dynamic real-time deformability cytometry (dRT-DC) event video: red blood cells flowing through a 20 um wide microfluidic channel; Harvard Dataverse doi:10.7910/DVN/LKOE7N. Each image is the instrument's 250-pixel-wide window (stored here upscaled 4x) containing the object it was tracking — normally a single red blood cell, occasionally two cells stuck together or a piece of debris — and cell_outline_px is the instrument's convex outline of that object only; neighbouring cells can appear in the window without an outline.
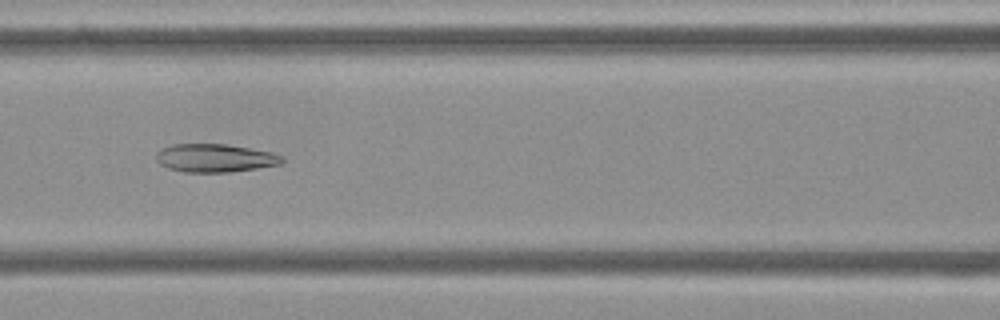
{"species": "Egyptian fruit bat (a non-hibernating species)", "species_latin": "Rousettus aegyptiacus", "temperature_condition": "cold", "stored_images_in_passage": 52, "camera_frame_rate_fps": 3000, "um_per_image_px": 0.085, "frame": {"image": 1, "passage_image": 22, "time_ms": 7.0, "image_size_px": [1000, 320], "cell_outline_px": [[284, 160], [280, 164], [256, 168], [228, 172], [184, 172], [168, 168], [160, 164], [156, 160], [156, 152], [160, 148], [172, 144], [224, 144], [272, 152], [284, 156]], "centroid_in_image_um": [18.24, 13.43], "position_along_channel_um": 148.4, "area_um2": 20.69}}
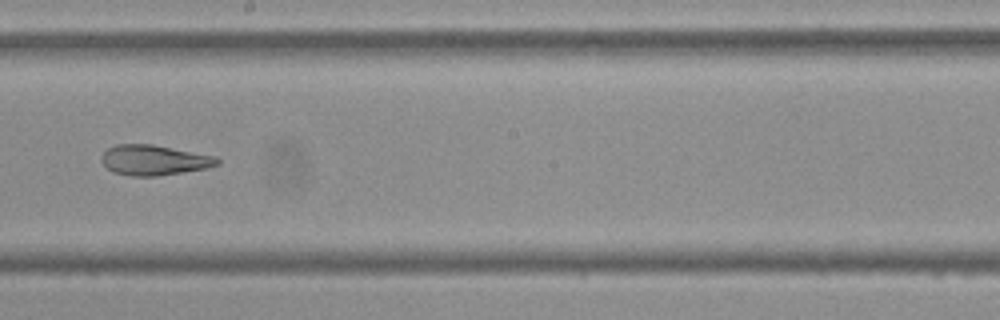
{"frame": {"image": 2, "passage_image": 29, "time_ms": 9.333, "image_size_px": [1000, 320], "cell_outline_px": [[220, 164], [208, 168], [156, 176], [132, 176], [112, 172], [100, 160], [100, 156], [108, 148], [116, 144], [152, 144], [216, 156], [220, 160]], "centroid_in_image_um": [13.1, 13.61], "position_along_channel_um": 235.1, "area_um2": 20.46}}
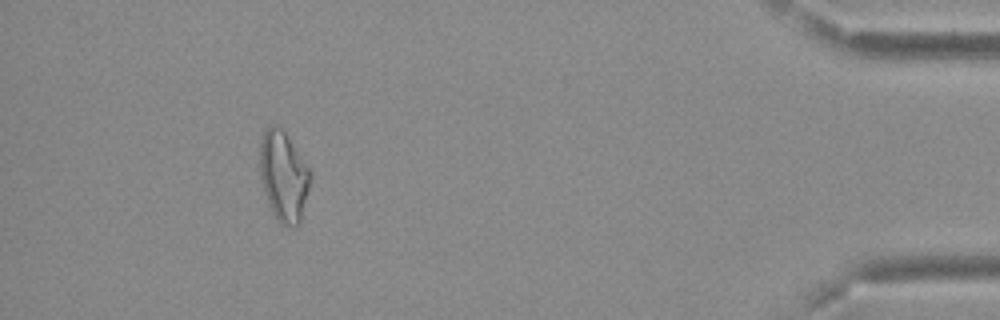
{"frame": {"image": 3, "passage_image": 48, "time_ms": 15.667, "image_size_px": [1000, 320], "cell_outline_px": [[312, 180], [300, 224], [296, 228], [292, 228], [280, 224], [276, 220], [268, 204], [264, 192], [260, 176], [260, 140], [264, 128], [272, 124], [276, 124], [284, 128], [308, 168], [312, 176]], "centroid_in_image_um": [24.11, 14.98], "position_along_channel_um": 411.1, "area_um2": 27.28}, "authors_computed_cell_mechanics": {"area_um2": 23.9581, "velocity_mm_per_s": 3.7318, "shape_relaxation_time_tau1_ms": null, "shape_relaxation_time_tau2_ms": 4.9447, "deformation_change_tau1": null, "deformation_change_tau2": 0.1284}}